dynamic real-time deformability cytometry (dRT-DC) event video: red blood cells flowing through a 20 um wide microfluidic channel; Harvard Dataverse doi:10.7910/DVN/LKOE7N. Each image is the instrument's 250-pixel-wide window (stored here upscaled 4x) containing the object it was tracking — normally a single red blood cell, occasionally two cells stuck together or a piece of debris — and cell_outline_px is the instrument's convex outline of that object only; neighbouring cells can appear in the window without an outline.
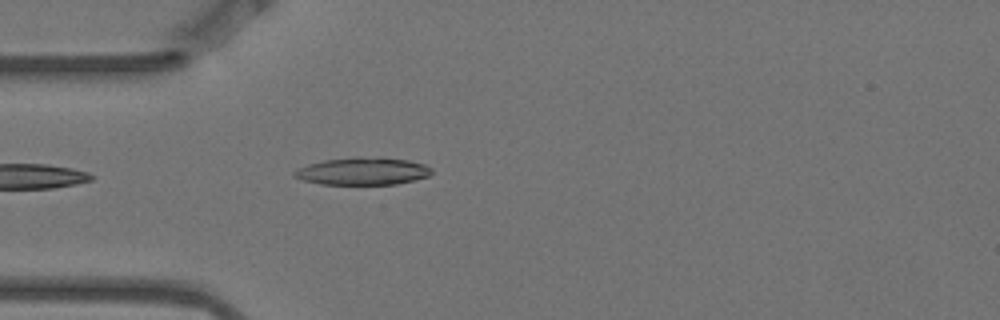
{"species": "Egyptian fruit bat (a non-hibernating species)", "species_latin": "Rousettus aegyptiacus", "temperature_condition": "warm", "stored_images_in_passage": 2, "camera_frame_rate_fps": 3000, "um_per_image_px": 0.085, "animal": {"sex": "female"}, "frame": {"image": 1, "passage_image": 2, "time_ms": 0.333, "image_size_px": [1000, 320], "cell_outline_px": [[432, 172], [428, 176], [396, 184], [320, 184], [304, 180], [292, 176], [292, 172], [296, 168], [308, 164], [324, 160], [356, 156], [360, 156], [408, 160], [424, 164], [432, 168]], "centroid_in_image_um": [30.78, 14.54], "position_along_channel_um": 54.2, "area_um2": 21.96}}